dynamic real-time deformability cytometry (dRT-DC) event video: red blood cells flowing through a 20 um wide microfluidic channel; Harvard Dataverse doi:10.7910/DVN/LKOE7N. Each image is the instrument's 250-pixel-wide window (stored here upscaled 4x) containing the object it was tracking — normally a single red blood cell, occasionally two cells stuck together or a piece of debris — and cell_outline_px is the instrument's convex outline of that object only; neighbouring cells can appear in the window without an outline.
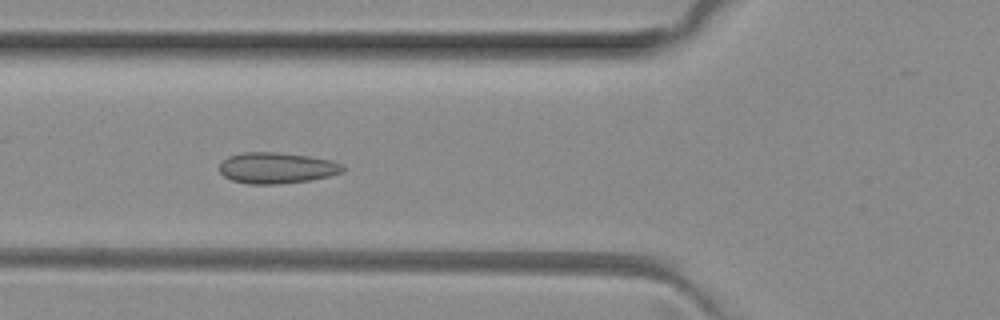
{"species": "common noctule bat (a hibernating species)", "species_latin": "Nyctalus noctula", "temperature_condition": "room temperature", "stored_images_in_passage": 7, "camera_frame_rate_fps": 3000, "um_per_image_px": 0.085, "animal": {"sex": "female", "body_mass_g": 29.2, "forearm_length_mm": 56.3}, "frame": {"image": 1, "passage_image": 4, "time_ms": 1.0, "image_size_px": [1000, 320], "cell_outline_px": [[344, 172], [328, 176], [308, 180], [280, 184], [248, 184], [232, 180], [224, 176], [220, 172], [220, 164], [228, 156], [244, 152], [276, 152], [308, 156], [328, 160], [340, 164], [344, 168]], "centroid_in_image_um": [23.48, 14.28], "position_along_channel_um": 102.3, "area_um2": 22.08}}
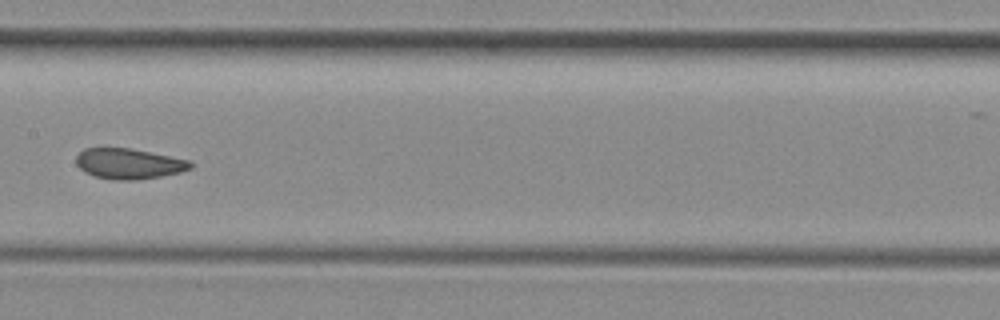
{"frame": {"image": 2, "passage_image": 6, "time_ms": 1.667, "image_size_px": [1000, 320], "cell_outline_px": [[192, 168], [180, 172], [160, 176], [136, 180], [112, 180], [96, 176], [84, 172], [76, 164], [76, 156], [84, 148], [132, 148], [192, 160]], "centroid_in_image_um": [10.97, 13.91], "position_along_channel_um": 196.4, "area_um2": 20.46}}
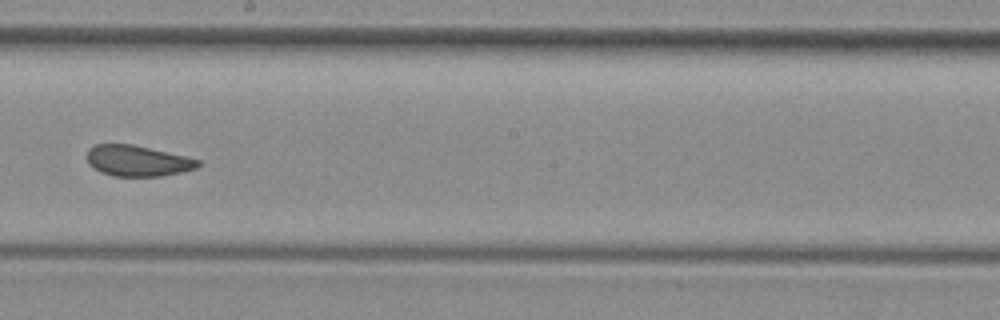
{"frame": {"image": 3, "passage_image": 7, "time_ms": 2.0, "image_size_px": [1000, 320], "cell_outline_px": [[200, 164], [196, 168], [180, 172], [160, 176], [112, 176], [100, 172], [88, 164], [88, 148], [96, 144], [132, 144], [188, 156], [200, 160]], "centroid_in_image_um": [11.69, 13.66], "position_along_channel_um": 236.5, "area_um2": 20.0}}